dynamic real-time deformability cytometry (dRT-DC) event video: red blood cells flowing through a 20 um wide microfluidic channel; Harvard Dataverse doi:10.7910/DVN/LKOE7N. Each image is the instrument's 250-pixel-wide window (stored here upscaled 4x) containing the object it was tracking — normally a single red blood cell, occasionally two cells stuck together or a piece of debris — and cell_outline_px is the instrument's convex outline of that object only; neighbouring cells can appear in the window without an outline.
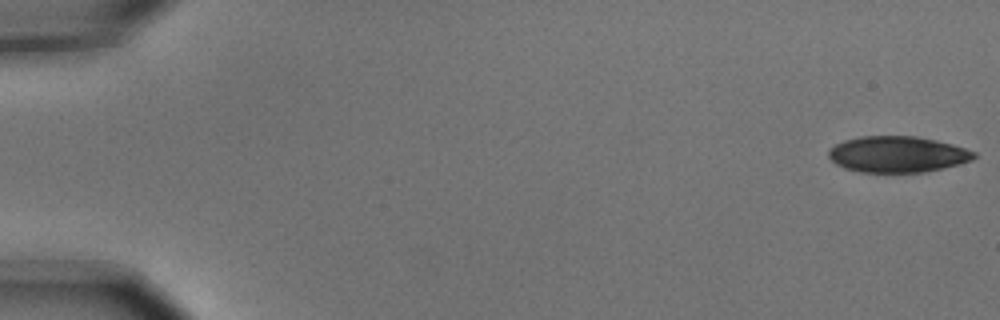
{"species": "common noctule bat (a hibernating species)", "species_latin": "Nyctalus noctula", "temperature_condition": "cold", "stored_images_in_passage": 5, "camera_frame_rate_fps": 3000, "um_per_image_px": 0.085, "animal": {"sex": "male", "body_mass_g": 15.6}, "frame": {"image": 1, "passage_image": 1, "time_ms": 0.0, "image_size_px": [1000, 320], "cell_outline_px": [[976, 156], [972, 160], [960, 164], [924, 172], [860, 172], [844, 168], [836, 164], [828, 156], [828, 148], [844, 140], [860, 136], [916, 136], [936, 140], [952, 144], [976, 152]], "centroid_in_image_um": [76.27, 13.11], "position_along_channel_um": 8.7, "area_um2": 30.69}}